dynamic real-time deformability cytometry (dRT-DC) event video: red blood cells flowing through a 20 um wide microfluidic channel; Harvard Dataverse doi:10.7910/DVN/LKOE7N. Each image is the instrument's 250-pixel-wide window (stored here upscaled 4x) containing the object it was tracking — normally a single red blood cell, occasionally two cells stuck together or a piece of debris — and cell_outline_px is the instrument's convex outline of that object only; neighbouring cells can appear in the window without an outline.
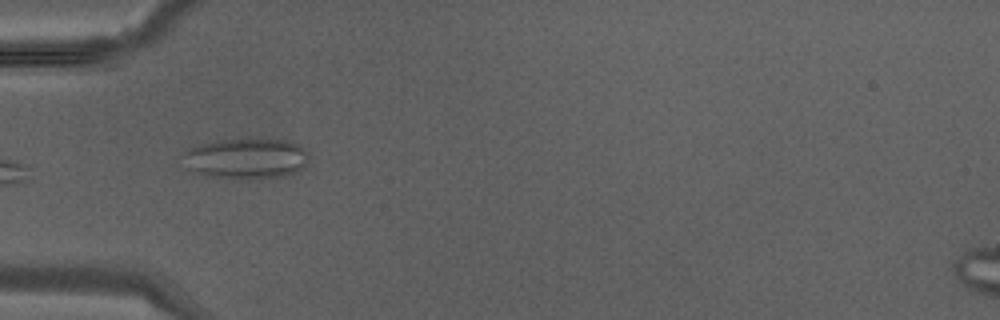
{"species": "Egyptian fruit bat (a non-hibernating species)", "species_latin": "Rousettus aegyptiacus", "temperature_condition": "warm", "stored_images_in_passage": 2, "camera_frame_rate_fps": 3000, "um_per_image_px": 0.085, "animal": {"sex": "male"}, "frame": {"image": 1, "passage_image": 1, "time_ms": 0.0, "image_size_px": [1000, 320], "cell_outline_px": [[308, 152], [304, 168], [296, 172], [284, 176], [240, 180], [208, 176], [192, 172], [184, 168], [184, 152], [188, 148], [200, 144], [220, 140], [288, 140], [300, 144]], "centroid_in_image_um": [20.9, 13.5], "position_along_channel_um": 64.1, "area_um2": 30.06}}